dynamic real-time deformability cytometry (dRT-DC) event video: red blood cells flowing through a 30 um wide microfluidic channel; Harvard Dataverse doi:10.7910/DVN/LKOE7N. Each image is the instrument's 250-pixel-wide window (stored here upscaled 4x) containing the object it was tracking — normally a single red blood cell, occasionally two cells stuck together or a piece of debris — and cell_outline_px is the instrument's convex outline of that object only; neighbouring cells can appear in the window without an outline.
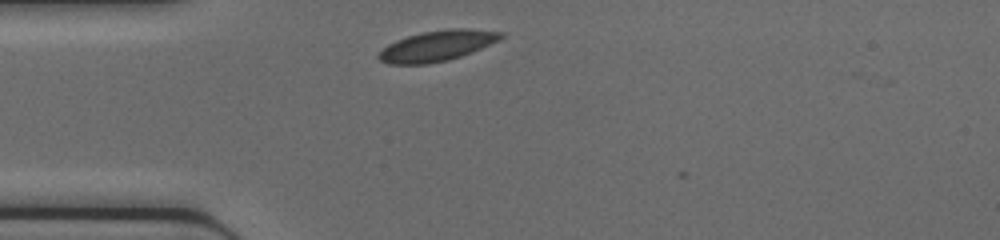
{"species": "common noctule bat (a hibernating species)", "species_latin": "Nyctalus noctula", "temperature_condition": "cold", "stored_images_in_passage": 3, "camera_frame_rate_fps": 3000, "um_per_image_px": 0.085, "animal": {"sex": "female", "body_mass_g": 17.0, "forearm_length_mm": 48.0}, "frame": {"image": 1, "passage_image": 2, "time_ms": 0.333, "image_size_px": [1000, 240], "cell_outline_px": [[504, 36], [500, 40], [460, 56], [448, 60], [428, 64], [388, 64], [380, 60], [376, 56], [388, 44], [396, 40], [408, 36], [424, 32], [456, 28], [464, 28], [504, 32]], "centroid_in_image_um": [37.15, 3.9], "position_along_channel_um": 47.8, "area_um2": 21.5}}